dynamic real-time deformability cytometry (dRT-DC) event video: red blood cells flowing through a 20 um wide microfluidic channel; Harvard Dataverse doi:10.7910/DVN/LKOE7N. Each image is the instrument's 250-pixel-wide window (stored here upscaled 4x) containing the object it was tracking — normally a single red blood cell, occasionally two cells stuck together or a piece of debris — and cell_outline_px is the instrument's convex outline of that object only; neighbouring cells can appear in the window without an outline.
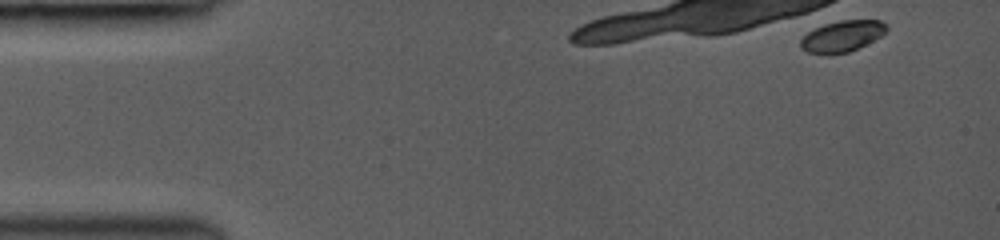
{"species": "common noctule bat (a hibernating species)", "species_latin": "Nyctalus noctula", "temperature_condition": "room temperature", "stored_images_in_passage": 1, "camera_frame_rate_fps": 3000, "um_per_image_px": 0.085, "animal": {"sex": "female", "body_mass_g": 19.0, "forearm_length_mm": 53.3}, "frame": {"image": 1, "passage_image": 1, "time_ms": 0.0, "image_size_px": [1000, 240], "cell_outline_px": [[888, 28], [880, 36], [848, 52], [808, 52], [800, 48], [800, 40], [808, 32], [824, 24], [840, 20], [880, 20], [888, 24]], "centroid_in_image_um": [71.6, 3.03], "position_along_channel_um": 13.4, "area_um2": 15.03}}